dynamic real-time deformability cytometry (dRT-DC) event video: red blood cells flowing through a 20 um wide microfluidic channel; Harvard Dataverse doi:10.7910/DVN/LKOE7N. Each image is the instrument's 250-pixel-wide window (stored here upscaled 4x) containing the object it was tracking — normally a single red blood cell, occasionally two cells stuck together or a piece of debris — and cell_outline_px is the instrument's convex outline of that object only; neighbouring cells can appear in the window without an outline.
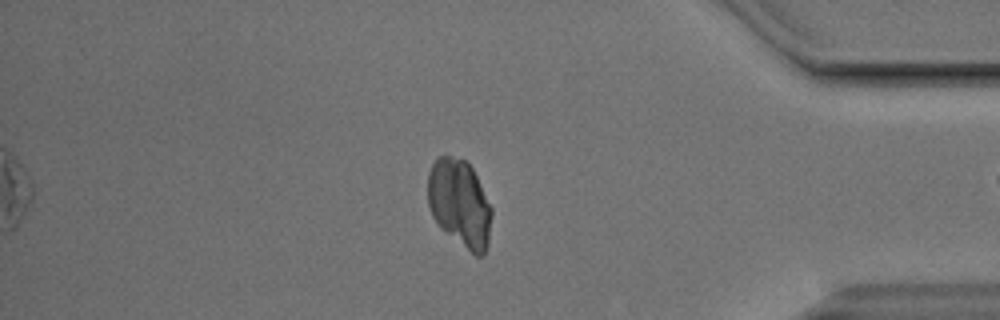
{"species": "Egyptian fruit bat (a non-hibernating species)", "species_latin": "Rousettus aegyptiacus", "temperature_condition": "cold", "stored_images_in_passage": 43, "camera_frame_rate_fps": 3000, "um_per_image_px": 0.085, "animal": {"sex": "male"}, "frame": {"image": 1, "passage_image": 42, "time_ms": 13.667, "image_size_px": [1000, 320], "cell_outline_px": [[492, 216], [488, 244], [484, 256], [476, 256], [440, 228], [432, 216], [428, 204], [428, 172], [432, 164], [440, 156], [448, 156], [468, 160], [492, 208]], "centroid_in_image_um": [39.08, 17.29], "position_along_channel_um": 396.1, "area_um2": 32.66}}